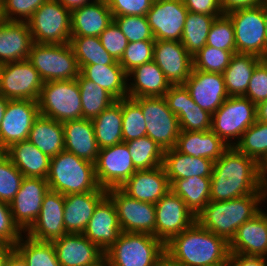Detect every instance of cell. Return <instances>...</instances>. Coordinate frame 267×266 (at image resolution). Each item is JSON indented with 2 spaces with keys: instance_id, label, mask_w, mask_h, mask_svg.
I'll use <instances>...</instances> for the list:
<instances>
[{
  "instance_id": "cell-64",
  "label": "cell",
  "mask_w": 267,
  "mask_h": 266,
  "mask_svg": "<svg viewBox=\"0 0 267 266\" xmlns=\"http://www.w3.org/2000/svg\"><path fill=\"white\" fill-rule=\"evenodd\" d=\"M257 121L267 124V100L256 105Z\"/></svg>"
},
{
  "instance_id": "cell-44",
  "label": "cell",
  "mask_w": 267,
  "mask_h": 266,
  "mask_svg": "<svg viewBox=\"0 0 267 266\" xmlns=\"http://www.w3.org/2000/svg\"><path fill=\"white\" fill-rule=\"evenodd\" d=\"M136 170H147L161 166L164 150L150 137L144 136L126 142Z\"/></svg>"
},
{
  "instance_id": "cell-1",
  "label": "cell",
  "mask_w": 267,
  "mask_h": 266,
  "mask_svg": "<svg viewBox=\"0 0 267 266\" xmlns=\"http://www.w3.org/2000/svg\"><path fill=\"white\" fill-rule=\"evenodd\" d=\"M210 201H227L250 194H267L262 166L253 158L229 147L214 162Z\"/></svg>"
},
{
  "instance_id": "cell-15",
  "label": "cell",
  "mask_w": 267,
  "mask_h": 266,
  "mask_svg": "<svg viewBox=\"0 0 267 266\" xmlns=\"http://www.w3.org/2000/svg\"><path fill=\"white\" fill-rule=\"evenodd\" d=\"M136 171L126 142L99 150L95 174L101 188H120Z\"/></svg>"
},
{
  "instance_id": "cell-66",
  "label": "cell",
  "mask_w": 267,
  "mask_h": 266,
  "mask_svg": "<svg viewBox=\"0 0 267 266\" xmlns=\"http://www.w3.org/2000/svg\"><path fill=\"white\" fill-rule=\"evenodd\" d=\"M262 178H263V183L265 188L267 189V161L266 163L262 166Z\"/></svg>"
},
{
  "instance_id": "cell-12",
  "label": "cell",
  "mask_w": 267,
  "mask_h": 266,
  "mask_svg": "<svg viewBox=\"0 0 267 266\" xmlns=\"http://www.w3.org/2000/svg\"><path fill=\"white\" fill-rule=\"evenodd\" d=\"M43 81L28 60L0 65V94L9 100L38 101Z\"/></svg>"
},
{
  "instance_id": "cell-28",
  "label": "cell",
  "mask_w": 267,
  "mask_h": 266,
  "mask_svg": "<svg viewBox=\"0 0 267 266\" xmlns=\"http://www.w3.org/2000/svg\"><path fill=\"white\" fill-rule=\"evenodd\" d=\"M34 41L27 22L0 23V65L28 59Z\"/></svg>"
},
{
  "instance_id": "cell-32",
  "label": "cell",
  "mask_w": 267,
  "mask_h": 266,
  "mask_svg": "<svg viewBox=\"0 0 267 266\" xmlns=\"http://www.w3.org/2000/svg\"><path fill=\"white\" fill-rule=\"evenodd\" d=\"M228 145L211 129L208 131H180L175 149L192 157L218 160Z\"/></svg>"
},
{
  "instance_id": "cell-36",
  "label": "cell",
  "mask_w": 267,
  "mask_h": 266,
  "mask_svg": "<svg viewBox=\"0 0 267 266\" xmlns=\"http://www.w3.org/2000/svg\"><path fill=\"white\" fill-rule=\"evenodd\" d=\"M28 140L50 158L64 150L62 122L39 115L29 132Z\"/></svg>"
},
{
  "instance_id": "cell-33",
  "label": "cell",
  "mask_w": 267,
  "mask_h": 266,
  "mask_svg": "<svg viewBox=\"0 0 267 266\" xmlns=\"http://www.w3.org/2000/svg\"><path fill=\"white\" fill-rule=\"evenodd\" d=\"M214 161L203 157H192L178 152L175 148L164 151L162 166L170 185L177 179L189 177H211Z\"/></svg>"
},
{
  "instance_id": "cell-11",
  "label": "cell",
  "mask_w": 267,
  "mask_h": 266,
  "mask_svg": "<svg viewBox=\"0 0 267 266\" xmlns=\"http://www.w3.org/2000/svg\"><path fill=\"white\" fill-rule=\"evenodd\" d=\"M142 109L146 122V136L164 151L175 148L180 133L178 117L168 108L164 97L132 98Z\"/></svg>"
},
{
  "instance_id": "cell-54",
  "label": "cell",
  "mask_w": 267,
  "mask_h": 266,
  "mask_svg": "<svg viewBox=\"0 0 267 266\" xmlns=\"http://www.w3.org/2000/svg\"><path fill=\"white\" fill-rule=\"evenodd\" d=\"M243 97L250 99L255 105L267 100V63L264 59L254 69Z\"/></svg>"
},
{
  "instance_id": "cell-38",
  "label": "cell",
  "mask_w": 267,
  "mask_h": 266,
  "mask_svg": "<svg viewBox=\"0 0 267 266\" xmlns=\"http://www.w3.org/2000/svg\"><path fill=\"white\" fill-rule=\"evenodd\" d=\"M94 134L100 149L123 142L121 99L115 101L92 120Z\"/></svg>"
},
{
  "instance_id": "cell-35",
  "label": "cell",
  "mask_w": 267,
  "mask_h": 266,
  "mask_svg": "<svg viewBox=\"0 0 267 266\" xmlns=\"http://www.w3.org/2000/svg\"><path fill=\"white\" fill-rule=\"evenodd\" d=\"M80 73L101 86L116 100L128 97V76L118 61L109 65H85Z\"/></svg>"
},
{
  "instance_id": "cell-41",
  "label": "cell",
  "mask_w": 267,
  "mask_h": 266,
  "mask_svg": "<svg viewBox=\"0 0 267 266\" xmlns=\"http://www.w3.org/2000/svg\"><path fill=\"white\" fill-rule=\"evenodd\" d=\"M217 17L220 16L199 14L188 11L181 37V43L191 56L195 55L206 45L207 36L214 20Z\"/></svg>"
},
{
  "instance_id": "cell-24",
  "label": "cell",
  "mask_w": 267,
  "mask_h": 266,
  "mask_svg": "<svg viewBox=\"0 0 267 266\" xmlns=\"http://www.w3.org/2000/svg\"><path fill=\"white\" fill-rule=\"evenodd\" d=\"M122 233L117 211L112 200L106 196L95 208L83 235L102 251H107Z\"/></svg>"
},
{
  "instance_id": "cell-68",
  "label": "cell",
  "mask_w": 267,
  "mask_h": 266,
  "mask_svg": "<svg viewBox=\"0 0 267 266\" xmlns=\"http://www.w3.org/2000/svg\"><path fill=\"white\" fill-rule=\"evenodd\" d=\"M3 21L2 18V6H1V0H0V23Z\"/></svg>"
},
{
  "instance_id": "cell-71",
  "label": "cell",
  "mask_w": 267,
  "mask_h": 266,
  "mask_svg": "<svg viewBox=\"0 0 267 266\" xmlns=\"http://www.w3.org/2000/svg\"><path fill=\"white\" fill-rule=\"evenodd\" d=\"M264 60H265V61H266V63H267V54H266V56H265Z\"/></svg>"
},
{
  "instance_id": "cell-19",
  "label": "cell",
  "mask_w": 267,
  "mask_h": 266,
  "mask_svg": "<svg viewBox=\"0 0 267 266\" xmlns=\"http://www.w3.org/2000/svg\"><path fill=\"white\" fill-rule=\"evenodd\" d=\"M153 61L171 85H183L193 69L192 56L181 41L155 40Z\"/></svg>"
},
{
  "instance_id": "cell-31",
  "label": "cell",
  "mask_w": 267,
  "mask_h": 266,
  "mask_svg": "<svg viewBox=\"0 0 267 266\" xmlns=\"http://www.w3.org/2000/svg\"><path fill=\"white\" fill-rule=\"evenodd\" d=\"M127 76L129 98L164 97L171 86L154 61L135 67Z\"/></svg>"
},
{
  "instance_id": "cell-58",
  "label": "cell",
  "mask_w": 267,
  "mask_h": 266,
  "mask_svg": "<svg viewBox=\"0 0 267 266\" xmlns=\"http://www.w3.org/2000/svg\"><path fill=\"white\" fill-rule=\"evenodd\" d=\"M227 266H267V258L230 253Z\"/></svg>"
},
{
  "instance_id": "cell-3",
  "label": "cell",
  "mask_w": 267,
  "mask_h": 266,
  "mask_svg": "<svg viewBox=\"0 0 267 266\" xmlns=\"http://www.w3.org/2000/svg\"><path fill=\"white\" fill-rule=\"evenodd\" d=\"M266 202L267 194H250L227 201H210L196 216V221L229 243L236 230L258 214Z\"/></svg>"
},
{
  "instance_id": "cell-52",
  "label": "cell",
  "mask_w": 267,
  "mask_h": 266,
  "mask_svg": "<svg viewBox=\"0 0 267 266\" xmlns=\"http://www.w3.org/2000/svg\"><path fill=\"white\" fill-rule=\"evenodd\" d=\"M46 0H1L5 21L27 22Z\"/></svg>"
},
{
  "instance_id": "cell-40",
  "label": "cell",
  "mask_w": 267,
  "mask_h": 266,
  "mask_svg": "<svg viewBox=\"0 0 267 266\" xmlns=\"http://www.w3.org/2000/svg\"><path fill=\"white\" fill-rule=\"evenodd\" d=\"M80 89L82 118L93 120L117 101L110 93L81 73L76 78Z\"/></svg>"
},
{
  "instance_id": "cell-9",
  "label": "cell",
  "mask_w": 267,
  "mask_h": 266,
  "mask_svg": "<svg viewBox=\"0 0 267 266\" xmlns=\"http://www.w3.org/2000/svg\"><path fill=\"white\" fill-rule=\"evenodd\" d=\"M38 106L41 115L58 122L82 118L81 96L77 80L43 82Z\"/></svg>"
},
{
  "instance_id": "cell-8",
  "label": "cell",
  "mask_w": 267,
  "mask_h": 266,
  "mask_svg": "<svg viewBox=\"0 0 267 266\" xmlns=\"http://www.w3.org/2000/svg\"><path fill=\"white\" fill-rule=\"evenodd\" d=\"M226 15L233 23L236 53L264 59L267 54L265 5L235 9Z\"/></svg>"
},
{
  "instance_id": "cell-10",
  "label": "cell",
  "mask_w": 267,
  "mask_h": 266,
  "mask_svg": "<svg viewBox=\"0 0 267 266\" xmlns=\"http://www.w3.org/2000/svg\"><path fill=\"white\" fill-rule=\"evenodd\" d=\"M27 23L35 43H70L71 11L58 0H46Z\"/></svg>"
},
{
  "instance_id": "cell-30",
  "label": "cell",
  "mask_w": 267,
  "mask_h": 266,
  "mask_svg": "<svg viewBox=\"0 0 267 266\" xmlns=\"http://www.w3.org/2000/svg\"><path fill=\"white\" fill-rule=\"evenodd\" d=\"M112 22L108 4L97 0L71 11V36L99 37Z\"/></svg>"
},
{
  "instance_id": "cell-49",
  "label": "cell",
  "mask_w": 267,
  "mask_h": 266,
  "mask_svg": "<svg viewBox=\"0 0 267 266\" xmlns=\"http://www.w3.org/2000/svg\"><path fill=\"white\" fill-rule=\"evenodd\" d=\"M206 45L236 54L234 27L226 14L214 20L207 36Z\"/></svg>"
},
{
  "instance_id": "cell-60",
  "label": "cell",
  "mask_w": 267,
  "mask_h": 266,
  "mask_svg": "<svg viewBox=\"0 0 267 266\" xmlns=\"http://www.w3.org/2000/svg\"><path fill=\"white\" fill-rule=\"evenodd\" d=\"M15 251V245L0 241V266H6L9 256Z\"/></svg>"
},
{
  "instance_id": "cell-13",
  "label": "cell",
  "mask_w": 267,
  "mask_h": 266,
  "mask_svg": "<svg viewBox=\"0 0 267 266\" xmlns=\"http://www.w3.org/2000/svg\"><path fill=\"white\" fill-rule=\"evenodd\" d=\"M195 221L196 216L171 189L155 203V237L164 244Z\"/></svg>"
},
{
  "instance_id": "cell-6",
  "label": "cell",
  "mask_w": 267,
  "mask_h": 266,
  "mask_svg": "<svg viewBox=\"0 0 267 266\" xmlns=\"http://www.w3.org/2000/svg\"><path fill=\"white\" fill-rule=\"evenodd\" d=\"M256 121V105L250 99L243 96L228 97L212 114L211 130L228 147H234Z\"/></svg>"
},
{
  "instance_id": "cell-18",
  "label": "cell",
  "mask_w": 267,
  "mask_h": 266,
  "mask_svg": "<svg viewBox=\"0 0 267 266\" xmlns=\"http://www.w3.org/2000/svg\"><path fill=\"white\" fill-rule=\"evenodd\" d=\"M48 191L47 179L24 177L19 191L9 203L13 220L24 233L37 220L43 197Z\"/></svg>"
},
{
  "instance_id": "cell-37",
  "label": "cell",
  "mask_w": 267,
  "mask_h": 266,
  "mask_svg": "<svg viewBox=\"0 0 267 266\" xmlns=\"http://www.w3.org/2000/svg\"><path fill=\"white\" fill-rule=\"evenodd\" d=\"M263 59L252 54L236 53L223 72L226 92L229 97L244 96L252 73Z\"/></svg>"
},
{
  "instance_id": "cell-65",
  "label": "cell",
  "mask_w": 267,
  "mask_h": 266,
  "mask_svg": "<svg viewBox=\"0 0 267 266\" xmlns=\"http://www.w3.org/2000/svg\"><path fill=\"white\" fill-rule=\"evenodd\" d=\"M8 101L9 99H6L4 96L0 95V124L4 117V113H5Z\"/></svg>"
},
{
  "instance_id": "cell-20",
  "label": "cell",
  "mask_w": 267,
  "mask_h": 266,
  "mask_svg": "<svg viewBox=\"0 0 267 266\" xmlns=\"http://www.w3.org/2000/svg\"><path fill=\"white\" fill-rule=\"evenodd\" d=\"M62 266H105V253L85 235L67 233L52 241Z\"/></svg>"
},
{
  "instance_id": "cell-55",
  "label": "cell",
  "mask_w": 267,
  "mask_h": 266,
  "mask_svg": "<svg viewBox=\"0 0 267 266\" xmlns=\"http://www.w3.org/2000/svg\"><path fill=\"white\" fill-rule=\"evenodd\" d=\"M113 16L146 15L154 0H104Z\"/></svg>"
},
{
  "instance_id": "cell-67",
  "label": "cell",
  "mask_w": 267,
  "mask_h": 266,
  "mask_svg": "<svg viewBox=\"0 0 267 266\" xmlns=\"http://www.w3.org/2000/svg\"><path fill=\"white\" fill-rule=\"evenodd\" d=\"M265 25H266V40H267V8L265 7Z\"/></svg>"
},
{
  "instance_id": "cell-4",
  "label": "cell",
  "mask_w": 267,
  "mask_h": 266,
  "mask_svg": "<svg viewBox=\"0 0 267 266\" xmlns=\"http://www.w3.org/2000/svg\"><path fill=\"white\" fill-rule=\"evenodd\" d=\"M49 190L66 196L85 193L101 188L95 174V164L63 150L51 158L47 176Z\"/></svg>"
},
{
  "instance_id": "cell-29",
  "label": "cell",
  "mask_w": 267,
  "mask_h": 266,
  "mask_svg": "<svg viewBox=\"0 0 267 266\" xmlns=\"http://www.w3.org/2000/svg\"><path fill=\"white\" fill-rule=\"evenodd\" d=\"M64 129V150L95 164L99 150L92 120L85 118L62 123Z\"/></svg>"
},
{
  "instance_id": "cell-69",
  "label": "cell",
  "mask_w": 267,
  "mask_h": 266,
  "mask_svg": "<svg viewBox=\"0 0 267 266\" xmlns=\"http://www.w3.org/2000/svg\"><path fill=\"white\" fill-rule=\"evenodd\" d=\"M4 153H5V150L0 145V156L3 155Z\"/></svg>"
},
{
  "instance_id": "cell-27",
  "label": "cell",
  "mask_w": 267,
  "mask_h": 266,
  "mask_svg": "<svg viewBox=\"0 0 267 266\" xmlns=\"http://www.w3.org/2000/svg\"><path fill=\"white\" fill-rule=\"evenodd\" d=\"M107 196V190H95L64 196L63 220L67 233L82 234L96 206Z\"/></svg>"
},
{
  "instance_id": "cell-48",
  "label": "cell",
  "mask_w": 267,
  "mask_h": 266,
  "mask_svg": "<svg viewBox=\"0 0 267 266\" xmlns=\"http://www.w3.org/2000/svg\"><path fill=\"white\" fill-rule=\"evenodd\" d=\"M23 174L4 153L0 156V201L10 203L21 187Z\"/></svg>"
},
{
  "instance_id": "cell-21",
  "label": "cell",
  "mask_w": 267,
  "mask_h": 266,
  "mask_svg": "<svg viewBox=\"0 0 267 266\" xmlns=\"http://www.w3.org/2000/svg\"><path fill=\"white\" fill-rule=\"evenodd\" d=\"M168 108L178 117L180 131H208L212 114L200 108L184 85H171L164 94Z\"/></svg>"
},
{
  "instance_id": "cell-26",
  "label": "cell",
  "mask_w": 267,
  "mask_h": 266,
  "mask_svg": "<svg viewBox=\"0 0 267 266\" xmlns=\"http://www.w3.org/2000/svg\"><path fill=\"white\" fill-rule=\"evenodd\" d=\"M267 210L244 222L229 242V252L267 258Z\"/></svg>"
},
{
  "instance_id": "cell-62",
  "label": "cell",
  "mask_w": 267,
  "mask_h": 266,
  "mask_svg": "<svg viewBox=\"0 0 267 266\" xmlns=\"http://www.w3.org/2000/svg\"><path fill=\"white\" fill-rule=\"evenodd\" d=\"M66 9L70 11L82 7L86 4L93 3L97 0H58Z\"/></svg>"
},
{
  "instance_id": "cell-46",
  "label": "cell",
  "mask_w": 267,
  "mask_h": 266,
  "mask_svg": "<svg viewBox=\"0 0 267 266\" xmlns=\"http://www.w3.org/2000/svg\"><path fill=\"white\" fill-rule=\"evenodd\" d=\"M123 142L146 136V122L141 107L132 98L121 99Z\"/></svg>"
},
{
  "instance_id": "cell-39",
  "label": "cell",
  "mask_w": 267,
  "mask_h": 266,
  "mask_svg": "<svg viewBox=\"0 0 267 266\" xmlns=\"http://www.w3.org/2000/svg\"><path fill=\"white\" fill-rule=\"evenodd\" d=\"M210 177H189L177 179L171 184V190L180 196L187 208L197 216L210 202Z\"/></svg>"
},
{
  "instance_id": "cell-45",
  "label": "cell",
  "mask_w": 267,
  "mask_h": 266,
  "mask_svg": "<svg viewBox=\"0 0 267 266\" xmlns=\"http://www.w3.org/2000/svg\"><path fill=\"white\" fill-rule=\"evenodd\" d=\"M234 147L263 166L267 161V124L256 121Z\"/></svg>"
},
{
  "instance_id": "cell-59",
  "label": "cell",
  "mask_w": 267,
  "mask_h": 266,
  "mask_svg": "<svg viewBox=\"0 0 267 266\" xmlns=\"http://www.w3.org/2000/svg\"><path fill=\"white\" fill-rule=\"evenodd\" d=\"M224 14L229 11L264 4L265 0H219Z\"/></svg>"
},
{
  "instance_id": "cell-14",
  "label": "cell",
  "mask_w": 267,
  "mask_h": 266,
  "mask_svg": "<svg viewBox=\"0 0 267 266\" xmlns=\"http://www.w3.org/2000/svg\"><path fill=\"white\" fill-rule=\"evenodd\" d=\"M107 196L115 205L122 232L155 236V204L133 199L120 188L107 189Z\"/></svg>"
},
{
  "instance_id": "cell-70",
  "label": "cell",
  "mask_w": 267,
  "mask_h": 266,
  "mask_svg": "<svg viewBox=\"0 0 267 266\" xmlns=\"http://www.w3.org/2000/svg\"><path fill=\"white\" fill-rule=\"evenodd\" d=\"M264 5H265V7L267 8V0H265Z\"/></svg>"
},
{
  "instance_id": "cell-51",
  "label": "cell",
  "mask_w": 267,
  "mask_h": 266,
  "mask_svg": "<svg viewBox=\"0 0 267 266\" xmlns=\"http://www.w3.org/2000/svg\"><path fill=\"white\" fill-rule=\"evenodd\" d=\"M155 40L129 42L121 59L118 61L128 74L135 67L153 61Z\"/></svg>"
},
{
  "instance_id": "cell-63",
  "label": "cell",
  "mask_w": 267,
  "mask_h": 266,
  "mask_svg": "<svg viewBox=\"0 0 267 266\" xmlns=\"http://www.w3.org/2000/svg\"><path fill=\"white\" fill-rule=\"evenodd\" d=\"M6 266H28L23 257L15 250L8 258Z\"/></svg>"
},
{
  "instance_id": "cell-53",
  "label": "cell",
  "mask_w": 267,
  "mask_h": 266,
  "mask_svg": "<svg viewBox=\"0 0 267 266\" xmlns=\"http://www.w3.org/2000/svg\"><path fill=\"white\" fill-rule=\"evenodd\" d=\"M103 48L119 61L128 45V40L113 21L99 36Z\"/></svg>"
},
{
  "instance_id": "cell-47",
  "label": "cell",
  "mask_w": 267,
  "mask_h": 266,
  "mask_svg": "<svg viewBox=\"0 0 267 266\" xmlns=\"http://www.w3.org/2000/svg\"><path fill=\"white\" fill-rule=\"evenodd\" d=\"M233 55L234 54L231 51L205 45L192 56L193 69L203 72L223 74Z\"/></svg>"
},
{
  "instance_id": "cell-7",
  "label": "cell",
  "mask_w": 267,
  "mask_h": 266,
  "mask_svg": "<svg viewBox=\"0 0 267 266\" xmlns=\"http://www.w3.org/2000/svg\"><path fill=\"white\" fill-rule=\"evenodd\" d=\"M27 60L38 71L43 82L76 79L80 73L70 43L39 44L34 42Z\"/></svg>"
},
{
  "instance_id": "cell-57",
  "label": "cell",
  "mask_w": 267,
  "mask_h": 266,
  "mask_svg": "<svg viewBox=\"0 0 267 266\" xmlns=\"http://www.w3.org/2000/svg\"><path fill=\"white\" fill-rule=\"evenodd\" d=\"M183 3L189 12L212 16L224 14L219 0H183Z\"/></svg>"
},
{
  "instance_id": "cell-42",
  "label": "cell",
  "mask_w": 267,
  "mask_h": 266,
  "mask_svg": "<svg viewBox=\"0 0 267 266\" xmlns=\"http://www.w3.org/2000/svg\"><path fill=\"white\" fill-rule=\"evenodd\" d=\"M70 45L80 70L85 65H109L116 62L103 48L99 37L71 36Z\"/></svg>"
},
{
  "instance_id": "cell-50",
  "label": "cell",
  "mask_w": 267,
  "mask_h": 266,
  "mask_svg": "<svg viewBox=\"0 0 267 266\" xmlns=\"http://www.w3.org/2000/svg\"><path fill=\"white\" fill-rule=\"evenodd\" d=\"M113 21L120 28L128 42L155 40L146 15L113 16Z\"/></svg>"
},
{
  "instance_id": "cell-56",
  "label": "cell",
  "mask_w": 267,
  "mask_h": 266,
  "mask_svg": "<svg viewBox=\"0 0 267 266\" xmlns=\"http://www.w3.org/2000/svg\"><path fill=\"white\" fill-rule=\"evenodd\" d=\"M23 234L13 220L9 203L0 201V241L16 245Z\"/></svg>"
},
{
  "instance_id": "cell-5",
  "label": "cell",
  "mask_w": 267,
  "mask_h": 266,
  "mask_svg": "<svg viewBox=\"0 0 267 266\" xmlns=\"http://www.w3.org/2000/svg\"><path fill=\"white\" fill-rule=\"evenodd\" d=\"M165 244L152 234L122 232L105 251V266H155Z\"/></svg>"
},
{
  "instance_id": "cell-34",
  "label": "cell",
  "mask_w": 267,
  "mask_h": 266,
  "mask_svg": "<svg viewBox=\"0 0 267 266\" xmlns=\"http://www.w3.org/2000/svg\"><path fill=\"white\" fill-rule=\"evenodd\" d=\"M5 153L24 177L47 179L51 158L28 139L12 144Z\"/></svg>"
},
{
  "instance_id": "cell-17",
  "label": "cell",
  "mask_w": 267,
  "mask_h": 266,
  "mask_svg": "<svg viewBox=\"0 0 267 266\" xmlns=\"http://www.w3.org/2000/svg\"><path fill=\"white\" fill-rule=\"evenodd\" d=\"M187 14L183 0H154L146 14L154 39L181 41Z\"/></svg>"
},
{
  "instance_id": "cell-61",
  "label": "cell",
  "mask_w": 267,
  "mask_h": 266,
  "mask_svg": "<svg viewBox=\"0 0 267 266\" xmlns=\"http://www.w3.org/2000/svg\"><path fill=\"white\" fill-rule=\"evenodd\" d=\"M155 266H183L179 261L175 260L168 252H164L155 263Z\"/></svg>"
},
{
  "instance_id": "cell-43",
  "label": "cell",
  "mask_w": 267,
  "mask_h": 266,
  "mask_svg": "<svg viewBox=\"0 0 267 266\" xmlns=\"http://www.w3.org/2000/svg\"><path fill=\"white\" fill-rule=\"evenodd\" d=\"M22 235L15 250L23 257L28 266H62L56 256L52 242L38 241Z\"/></svg>"
},
{
  "instance_id": "cell-16",
  "label": "cell",
  "mask_w": 267,
  "mask_h": 266,
  "mask_svg": "<svg viewBox=\"0 0 267 266\" xmlns=\"http://www.w3.org/2000/svg\"><path fill=\"white\" fill-rule=\"evenodd\" d=\"M39 115L38 101L9 100L0 124L1 147L6 150L14 143L27 140Z\"/></svg>"
},
{
  "instance_id": "cell-22",
  "label": "cell",
  "mask_w": 267,
  "mask_h": 266,
  "mask_svg": "<svg viewBox=\"0 0 267 266\" xmlns=\"http://www.w3.org/2000/svg\"><path fill=\"white\" fill-rule=\"evenodd\" d=\"M64 195L49 190L43 197L40 214L25 232L38 241L52 242L67 234L63 220Z\"/></svg>"
},
{
  "instance_id": "cell-25",
  "label": "cell",
  "mask_w": 267,
  "mask_h": 266,
  "mask_svg": "<svg viewBox=\"0 0 267 266\" xmlns=\"http://www.w3.org/2000/svg\"><path fill=\"white\" fill-rule=\"evenodd\" d=\"M120 189L133 199L155 204L171 189V185L161 165L137 170Z\"/></svg>"
},
{
  "instance_id": "cell-2",
  "label": "cell",
  "mask_w": 267,
  "mask_h": 266,
  "mask_svg": "<svg viewBox=\"0 0 267 266\" xmlns=\"http://www.w3.org/2000/svg\"><path fill=\"white\" fill-rule=\"evenodd\" d=\"M165 251L183 266H227L229 243L197 221L165 244Z\"/></svg>"
},
{
  "instance_id": "cell-23",
  "label": "cell",
  "mask_w": 267,
  "mask_h": 266,
  "mask_svg": "<svg viewBox=\"0 0 267 266\" xmlns=\"http://www.w3.org/2000/svg\"><path fill=\"white\" fill-rule=\"evenodd\" d=\"M194 102L203 110L213 114L229 97L223 74L192 69L183 84Z\"/></svg>"
}]
</instances>
